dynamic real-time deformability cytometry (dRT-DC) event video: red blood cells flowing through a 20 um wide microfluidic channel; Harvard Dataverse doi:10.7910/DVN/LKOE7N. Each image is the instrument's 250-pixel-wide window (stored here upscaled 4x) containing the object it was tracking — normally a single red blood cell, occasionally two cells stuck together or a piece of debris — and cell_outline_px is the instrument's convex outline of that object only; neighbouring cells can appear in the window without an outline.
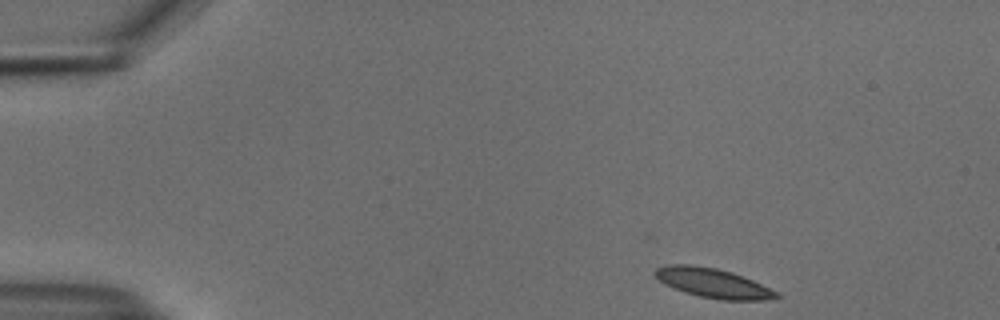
{"species": "common noctule bat (a hibernating species)", "species_latin": "Nyctalus noctula", "temperature_condition": "cold", "stored_images_in_passage": 48, "camera_frame_rate_fps": 3000, "um_per_image_px": 0.085, "animal": {"sex": "male", "body_mass_g": 18.8}, "frame": {"image": 1, "passage_image": 1, "time_ms": 0.0, "image_size_px": [1000, 320], "cell_outline_px": [[780, 296], [764, 300], [720, 300], [700, 296], [684, 292], [664, 284], [652, 272], [656, 268], [668, 264], [688, 264], [716, 268], [732, 272], [752, 280], [776, 292]], "centroid_in_image_um": [60.54, 24.05], "position_along_channel_um": 24.5, "area_um2": 20.58}}
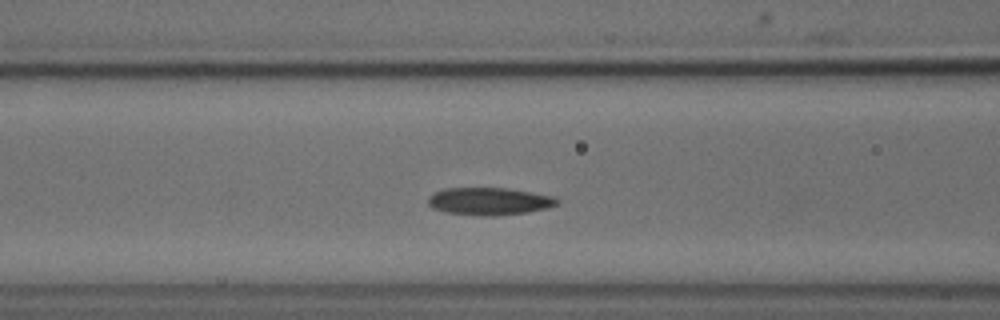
{"frame": {"image": 2, "passage_image": 16, "time_ms": 5.0, "image_size_px": [1000, 320], "cell_outline_px": [[560, 200], [556, 204], [548, 208], [528, 212], [492, 216], [484, 216], [448, 212], [436, 208], [428, 204], [428, 196], [432, 192], [444, 188], [508, 188], [532, 192], [552, 196]], "centroid_in_image_um": [41.59, 17.09], "position_along_channel_um": 125.0, "area_um2": 20.58}}
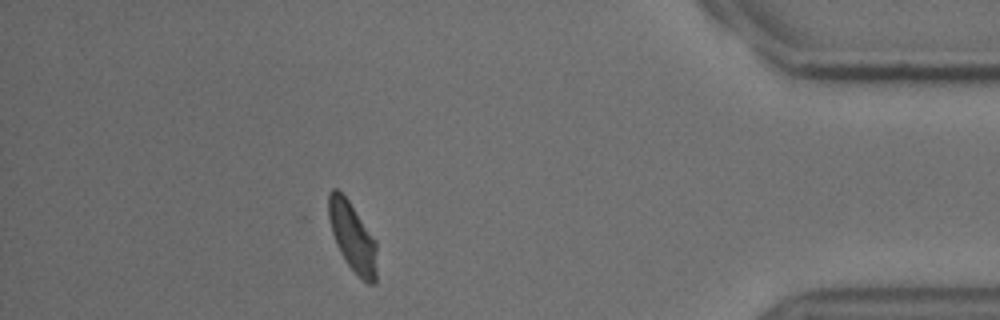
{"frame": {"image": 3, "passage_image": 42, "time_ms": 13.667, "image_size_px": [1000, 320], "cell_outline_px": [[376, 284], [368, 284], [348, 264], [340, 252], [336, 244], [332, 232], [328, 216], [328, 192], [332, 188], [336, 188], [348, 200], [376, 240]], "centroid_in_image_um": [29.95, 20.11], "position_along_channel_um": 405.2, "area_um2": 19.19}, "authors_computed_cell_mechanics": {"area_um2": 20.6057, "velocity_mm_per_s": 3.6992, "shape_relaxation_time_tau1_ms": 3.6903, "shape_relaxation_time_tau2_ms": 4.6516, "deformation_change_tau1": 0.1288, "deformation_change_tau2": 0.0901}}